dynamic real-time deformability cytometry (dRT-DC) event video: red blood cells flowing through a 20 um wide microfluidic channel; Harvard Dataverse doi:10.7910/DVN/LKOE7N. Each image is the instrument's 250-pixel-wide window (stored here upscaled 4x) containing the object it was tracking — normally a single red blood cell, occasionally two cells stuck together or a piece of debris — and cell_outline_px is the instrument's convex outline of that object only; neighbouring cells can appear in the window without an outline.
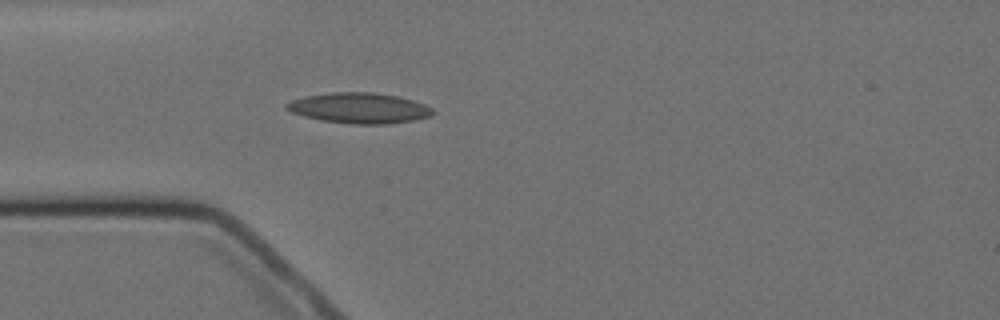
{"species": "Egyptian fruit bat (a non-hibernating species)", "species_latin": "Rousettus aegyptiacus", "temperature_condition": "cold", "stored_images_in_passage": 4, "camera_frame_rate_fps": 3000, "um_per_image_px": 0.085, "animal": {"sex": "female"}, "frame": {"image": 1, "passage_image": 4, "time_ms": 4.333, "image_size_px": [1000, 320], "cell_outline_px": [[436, 112], [432, 116], [412, 120], [388, 124], [348, 124], [320, 120], [304, 116], [292, 112], [284, 108], [284, 104], [292, 100], [304, 96], [332, 92], [372, 92], [400, 96], [424, 104], [432, 108]], "centroid_in_image_um": [30.53, 9.18], "position_along_channel_um": 54.5, "area_um2": 26.24}}